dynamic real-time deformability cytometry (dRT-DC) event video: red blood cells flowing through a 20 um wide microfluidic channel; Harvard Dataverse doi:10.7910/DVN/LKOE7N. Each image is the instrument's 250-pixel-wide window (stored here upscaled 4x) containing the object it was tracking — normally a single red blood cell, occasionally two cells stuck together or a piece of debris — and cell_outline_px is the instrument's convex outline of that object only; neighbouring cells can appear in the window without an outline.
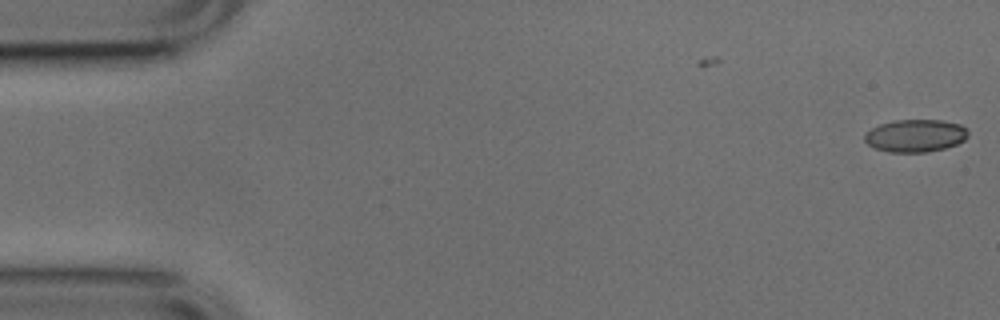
{"species": "common noctule bat (a hibernating species)", "species_latin": "Nyctalus noctula", "temperature_condition": "cold", "stored_images_in_passage": 2, "camera_frame_rate_fps": 3000, "um_per_image_px": 0.085, "animal": {"sex": "male", "body_mass_g": 17.9, "forearm_length_mm": 54.2}, "frame": {"image": 1, "passage_image": 2, "time_ms": 0.333, "image_size_px": [1000, 320], "cell_outline_px": [[968, 136], [964, 140], [956, 144], [944, 148], [928, 152], [888, 152], [876, 148], [868, 144], [864, 140], [864, 136], [872, 128], [880, 124], [896, 120], [940, 120], [960, 124], [968, 128]], "centroid_in_image_um": [77.83, 11.53], "position_along_channel_um": 7.2, "area_um2": 19.59}}